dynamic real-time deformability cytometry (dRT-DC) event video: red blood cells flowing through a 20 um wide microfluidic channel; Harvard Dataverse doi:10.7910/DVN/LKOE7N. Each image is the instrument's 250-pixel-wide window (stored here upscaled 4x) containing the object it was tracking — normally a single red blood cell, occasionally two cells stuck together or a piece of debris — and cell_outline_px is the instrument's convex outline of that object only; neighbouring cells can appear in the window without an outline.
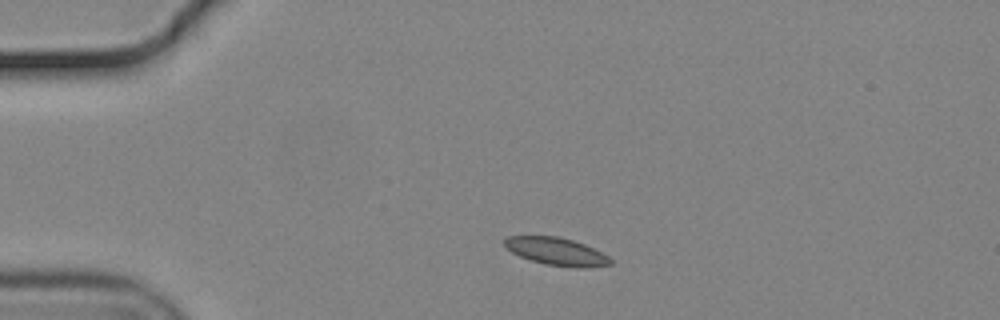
{"species": "common noctule bat (a hibernating species)", "species_latin": "Nyctalus noctula", "temperature_condition": "cold", "stored_images_in_passage": 44, "camera_frame_rate_fps": 3000, "um_per_image_px": 0.085, "animal": {"sex": "male", "body_mass_g": 19.2, "forearm_length_mm": 51.8}, "frame": {"image": 1, "passage_image": 1, "time_ms": 0.0, "image_size_px": [1000, 320], "cell_outline_px": [[612, 264], [584, 268], [572, 268], [544, 264], [520, 256], [512, 252], [504, 244], [504, 240], [508, 236], [556, 236], [572, 240], [584, 244], [608, 256], [612, 260]], "centroid_in_image_um": [47.31, 21.38], "position_along_channel_um": 37.7, "area_um2": 16.94}}
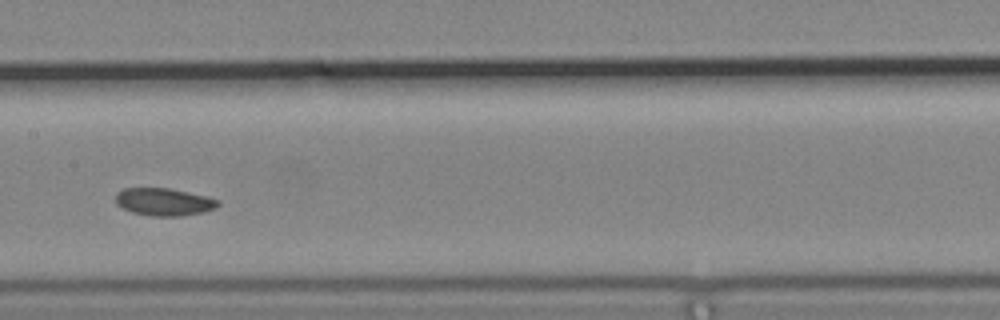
{"frame": {"image": 2, "passage_image": 17, "time_ms": 5.333, "image_size_px": [1000, 320], "cell_outline_px": [[220, 204], [216, 208], [204, 212], [180, 216], [152, 216], [132, 212], [116, 204], [116, 192], [124, 188], [168, 188], [204, 196], [220, 200]], "centroid_in_image_um": [13.93, 17.16], "position_along_channel_um": 193.5, "area_um2": 16.36}}
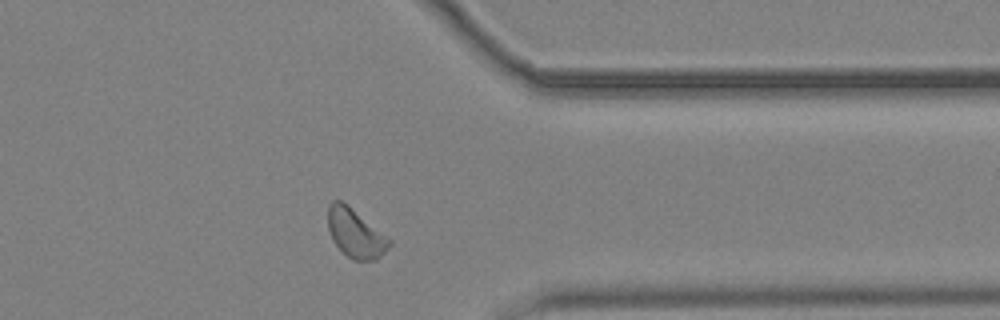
{"frame": {"image": 3, "passage_image": 33, "time_ms": 10.667, "image_size_px": [1000, 320], "cell_outline_px": [[392, 244], [376, 260], [352, 260], [332, 240], [328, 228], [328, 204], [332, 200], [340, 200], [348, 204], [392, 240]], "centroid_in_image_um": [30.21, 19.8], "position_along_channel_um": 381.2, "area_um2": 17.46}, "authors_computed_cell_mechanics": {"area_um2": 17.051, "velocity_mm_per_s": 3.6831, "shape_relaxation_time_tau1_ms": null, "shape_relaxation_time_tau2_ms": 8.9724, "deformation_change_tau1": null, "deformation_change_tau2": 0.1182}}